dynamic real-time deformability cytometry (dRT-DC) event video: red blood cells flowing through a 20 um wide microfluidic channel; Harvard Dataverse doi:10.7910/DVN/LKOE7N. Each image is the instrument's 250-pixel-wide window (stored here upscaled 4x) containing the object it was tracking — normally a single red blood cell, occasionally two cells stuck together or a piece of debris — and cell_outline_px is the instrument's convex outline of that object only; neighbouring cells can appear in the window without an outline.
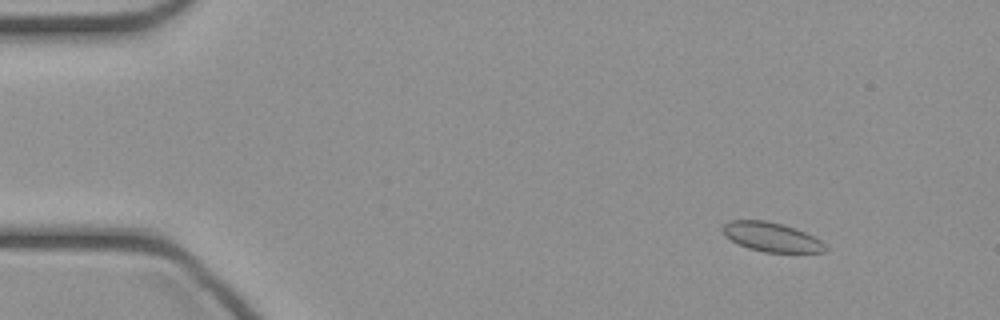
{"species": "common noctule bat (a hibernating species)", "species_latin": "Nyctalus noctula", "temperature_condition": "cold", "stored_images_in_passage": 48, "camera_frame_rate_fps": 3000, "um_per_image_px": 0.085, "animal": {"sex": "female", "body_mass_g": 21.9}, "frame": {"image": 1, "passage_image": 6, "time_ms": 1.667, "image_size_px": [1000, 320], "cell_outline_px": [[828, 252], [764, 252], [748, 248], [724, 236], [720, 228], [728, 220], [768, 220], [796, 228], [820, 240], [828, 248]], "centroid_in_image_um": [65.55, 20.13], "position_along_channel_um": 19.5, "area_um2": 17.57}}
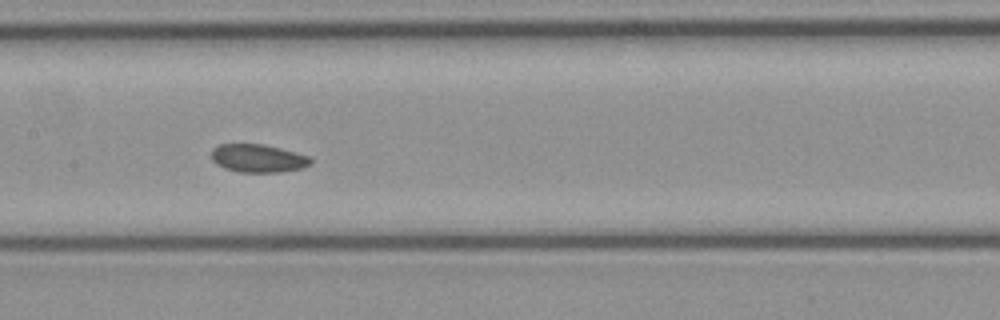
{"frame": {"image": 2, "passage_image": 24, "time_ms": 7.667, "image_size_px": [1000, 320], "cell_outline_px": [[312, 164], [304, 168], [280, 172], [240, 172], [224, 168], [216, 164], [212, 160], [212, 148], [220, 144], [264, 144], [296, 152], [308, 156], [312, 160]], "centroid_in_image_um": [21.95, 13.46], "position_along_channel_um": 185.5, "area_um2": 16.36}}
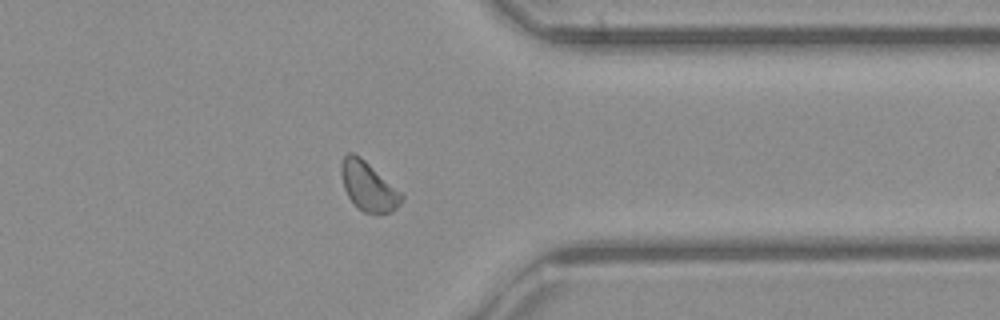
{"frame": {"image": 3, "passage_image": 38, "time_ms": 12.333, "image_size_px": [1000, 320], "cell_outline_px": [[404, 200], [392, 212], [376, 216], [364, 212], [348, 196], [344, 188], [340, 172], [340, 164], [344, 156], [348, 152], [352, 152], [360, 156], [404, 192]], "centroid_in_image_um": [31.36, 15.85], "position_along_channel_um": 380.0, "area_um2": 17.8}}